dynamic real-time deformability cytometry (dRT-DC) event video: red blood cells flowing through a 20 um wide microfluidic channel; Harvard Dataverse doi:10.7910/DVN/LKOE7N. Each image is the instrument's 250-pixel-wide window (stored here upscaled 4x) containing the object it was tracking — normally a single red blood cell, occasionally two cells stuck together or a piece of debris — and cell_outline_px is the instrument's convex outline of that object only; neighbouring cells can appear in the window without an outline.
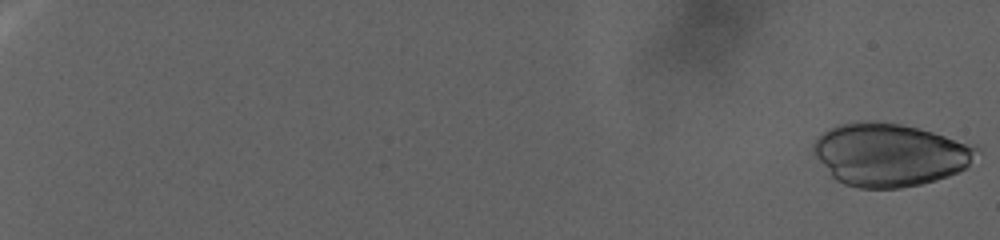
{"species": "human", "species_latin": "Homo sapiens", "temperature_condition": "warm", "stored_images_in_passage": 133, "camera_frame_rate_fps": 3000, "um_per_image_px": 0.085, "donor": {"sex": "female"}, "frame": {"image": 1, "passage_image": 1, "time_ms": 0.0, "image_size_px": [1000, 240], "cell_outline_px": [[980, 152], [964, 168], [948, 176], [936, 180], [920, 184], [900, 188], [860, 188], [844, 184], [836, 180], [832, 176], [812, 152], [812, 144], [828, 128], [840, 124], [856, 120], [876, 120], [900, 124], [932, 132], [976, 144], [980, 148]], "centroid_in_image_um": [75.62, 13.13], "position_along_channel_um": 9.4, "area_um2": 60.0}}
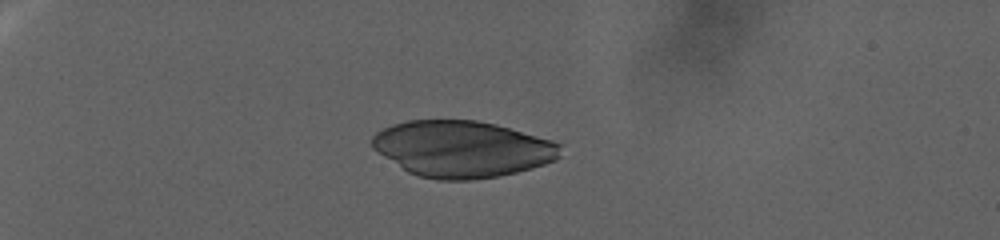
{"frame": {"image": 2, "passage_image": 42, "time_ms": 13.667, "image_size_px": [1000, 240], "cell_outline_px": [[560, 156], [556, 160], [532, 168], [500, 176], [472, 180], [436, 180], [420, 176], [408, 172], [372, 148], [372, 136], [376, 132], [392, 124], [408, 120], [476, 120], [496, 124], [552, 140], [560, 144]], "centroid_in_image_um": [39.28, 12.66], "position_along_channel_um": 45.7, "area_um2": 61.9}}